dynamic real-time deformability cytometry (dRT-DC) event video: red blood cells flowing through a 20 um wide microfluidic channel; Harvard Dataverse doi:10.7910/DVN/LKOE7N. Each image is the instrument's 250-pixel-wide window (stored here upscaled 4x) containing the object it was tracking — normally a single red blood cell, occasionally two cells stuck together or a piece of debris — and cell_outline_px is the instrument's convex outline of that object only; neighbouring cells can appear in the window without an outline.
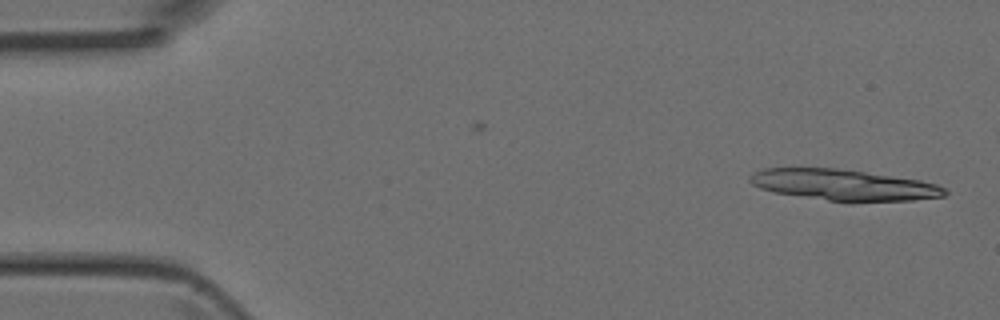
{"species": "Egyptian fruit bat (a non-hibernating species)", "species_latin": "Rousettus aegyptiacus", "temperature_condition": "room temperature", "stored_images_in_passage": 4, "camera_frame_rate_fps": 3000, "um_per_image_px": 0.085, "animal": {"sex": "female"}, "frame": {"image": 1, "passage_image": 1, "time_ms": 0.0, "image_size_px": [1000, 320], "cell_outline_px": [[948, 192], [944, 196], [912, 200], [852, 204], [848, 204], [776, 192], [760, 188], [752, 184], [748, 180], [748, 176], [752, 172], [764, 168], [836, 168], [920, 180], [936, 184], [944, 188]], "centroid_in_image_um": [71.71, 15.75], "position_along_channel_um": 13.3, "area_um2": 35.78}}